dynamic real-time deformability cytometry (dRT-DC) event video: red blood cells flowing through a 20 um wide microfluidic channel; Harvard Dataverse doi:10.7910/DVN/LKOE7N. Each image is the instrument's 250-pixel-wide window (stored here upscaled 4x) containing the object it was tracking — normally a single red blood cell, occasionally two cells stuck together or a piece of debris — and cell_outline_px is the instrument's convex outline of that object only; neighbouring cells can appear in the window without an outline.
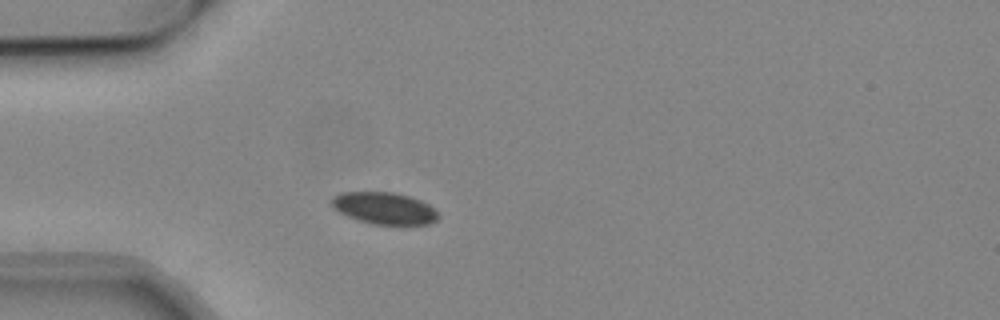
{"species": "common noctule bat (a hibernating species)", "species_latin": "Nyctalus noctula", "temperature_condition": "cold", "stored_images_in_passage": 4, "camera_frame_rate_fps": 3000, "um_per_image_px": 0.085, "animal": {"sex": "male", "body_mass_g": 19.2, "forearm_length_mm": 51.8}, "frame": {"image": 1, "passage_image": 1, "time_ms": 0.0, "image_size_px": [1000, 320], "cell_outline_px": [[440, 216], [436, 220], [428, 224], [372, 224], [348, 216], [340, 212], [332, 204], [332, 196], [340, 192], [392, 192], [408, 196], [420, 200], [428, 204], [440, 212]], "centroid_in_image_um": [32.7, 17.69], "position_along_channel_um": 52.3, "area_um2": 19.65}}